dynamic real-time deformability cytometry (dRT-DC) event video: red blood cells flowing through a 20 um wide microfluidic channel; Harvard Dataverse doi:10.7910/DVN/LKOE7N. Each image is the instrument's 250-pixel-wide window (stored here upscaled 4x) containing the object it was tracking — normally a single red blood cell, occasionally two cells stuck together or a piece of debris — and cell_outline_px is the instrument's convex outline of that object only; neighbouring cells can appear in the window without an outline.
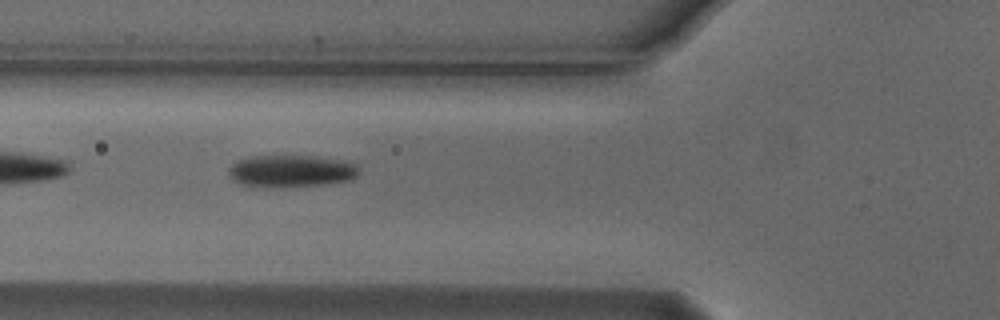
{"species": "Egyptian fruit bat (a non-hibernating species)", "species_latin": "Rousettus aegyptiacus", "temperature_condition": "cold", "stored_images_in_passage": 3, "camera_frame_rate_fps": 3000, "um_per_image_px": 0.085, "animal": {"sex": "male"}, "frame": {"image": 1, "passage_image": 2, "time_ms": 0.333, "image_size_px": [1000, 320], "cell_outline_px": [[360, 172], [356, 176], [348, 180], [320, 184], [240, 184], [232, 180], [228, 172], [228, 168], [236, 160], [248, 156], [316, 156], [340, 160], [356, 164], [360, 168]], "centroid_in_image_um": [24.75, 14.47], "position_along_channel_um": 101.1, "area_um2": 23.35}}